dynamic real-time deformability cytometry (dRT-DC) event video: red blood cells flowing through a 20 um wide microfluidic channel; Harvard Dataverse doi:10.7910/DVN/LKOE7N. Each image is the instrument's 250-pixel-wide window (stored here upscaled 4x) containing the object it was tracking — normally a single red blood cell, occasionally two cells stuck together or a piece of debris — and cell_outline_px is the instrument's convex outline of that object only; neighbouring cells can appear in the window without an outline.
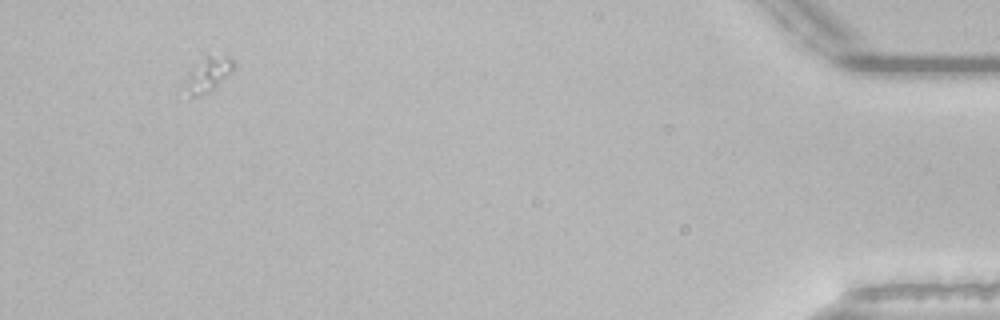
{"species": "common noctule bat (a hibernating species)", "species_latin": "Nyctalus noctula", "temperature_condition": "room temperature", "stored_images_in_passage": 41, "camera_frame_rate_fps": 3000, "um_per_image_px": 0.085, "animal": {"sex": "male", "body_mass_g": 21.5, "forearm_length_mm": 52.0}, "frame": {"image": 1, "passage_image": 38, "time_ms": 12.333, "image_size_px": [1000, 320], "cell_outline_px": [[236, 64], [232, 72], [216, 88], [208, 92], [188, 100], [176, 100], [176, 92], [188, 72], [208, 56], [228, 56]], "centroid_in_image_um": [17.45, 6.55], "position_along_channel_um": 417.8, "area_um2": 11.04}}